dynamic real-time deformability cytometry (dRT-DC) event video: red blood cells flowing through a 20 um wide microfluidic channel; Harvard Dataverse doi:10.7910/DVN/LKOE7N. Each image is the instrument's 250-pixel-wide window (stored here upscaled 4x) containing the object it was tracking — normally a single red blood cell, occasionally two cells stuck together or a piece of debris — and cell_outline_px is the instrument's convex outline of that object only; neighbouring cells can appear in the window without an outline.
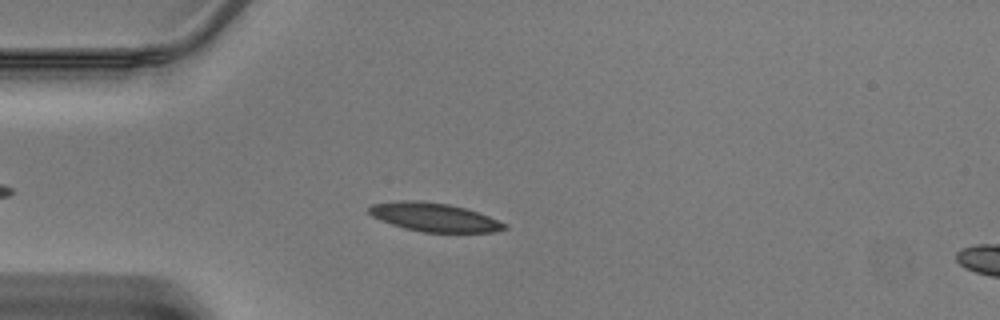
{"species": "Egyptian fruit bat (a non-hibernating species)", "species_latin": "Rousettus aegyptiacus", "temperature_condition": "warm", "stored_images_in_passage": 36, "camera_frame_rate_fps": 3000, "um_per_image_px": 0.085, "animal": {"sex": "male"}, "frame": {"image": 1, "passage_image": 7, "time_ms": 2.0, "image_size_px": [1000, 320], "cell_outline_px": [[508, 228], [492, 232], [424, 232], [404, 228], [380, 220], [372, 216], [368, 212], [368, 208], [372, 204], [400, 200], [420, 200], [448, 204], [464, 208], [488, 216], [508, 224]], "centroid_in_image_um": [36.89, 18.46], "position_along_channel_um": 48.1, "area_um2": 22.48}}
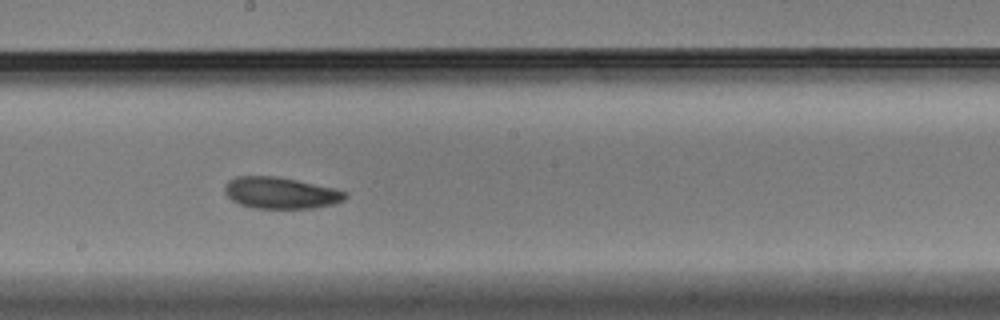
{"frame": {"image": 2, "passage_image": 20, "time_ms": 6.333, "image_size_px": [1000, 320], "cell_outline_px": [[348, 196], [344, 200], [332, 204], [312, 208], [256, 208], [240, 204], [232, 200], [224, 192], [224, 188], [228, 180], [236, 176], [276, 176], [296, 180], [332, 188], [348, 192]], "centroid_in_image_um": [23.84, 16.39], "position_along_channel_um": 224.4, "area_um2": 21.96}}
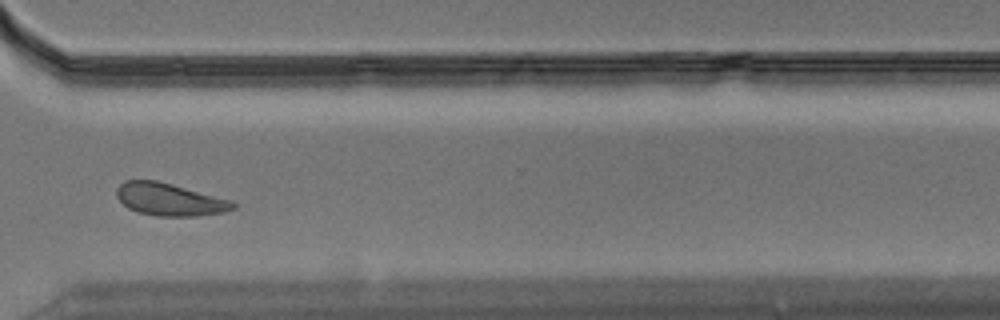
{"frame": {"image": 3, "passage_image": 29, "time_ms": 9.333, "image_size_px": [1000, 320], "cell_outline_px": [[236, 208], [224, 212], [196, 216], [156, 216], [136, 212], [128, 208], [116, 196], [116, 188], [124, 180], [156, 180], [172, 184], [232, 200], [236, 204]], "centroid_in_image_um": [14.41, 16.95], "position_along_channel_um": 356.2, "area_um2": 22.14}}